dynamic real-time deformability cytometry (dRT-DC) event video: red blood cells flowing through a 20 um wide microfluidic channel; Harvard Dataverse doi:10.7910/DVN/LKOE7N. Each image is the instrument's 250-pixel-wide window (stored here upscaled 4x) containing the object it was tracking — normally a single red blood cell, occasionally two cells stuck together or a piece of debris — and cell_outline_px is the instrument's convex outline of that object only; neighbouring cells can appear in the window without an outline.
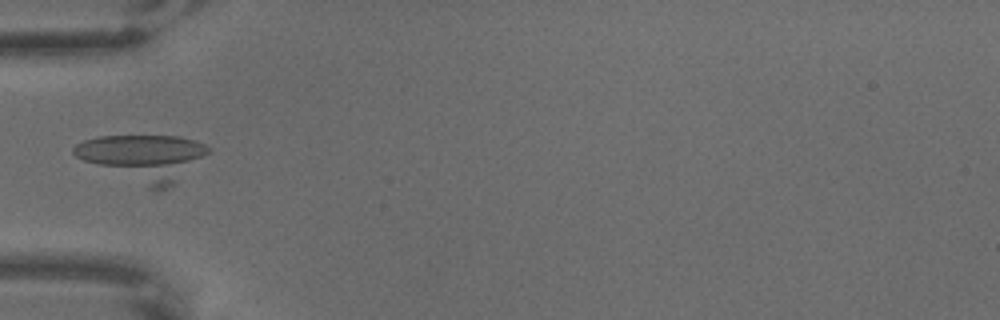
{"species": "common noctule bat (a hibernating species)", "species_latin": "Nyctalus noctula", "temperature_condition": "warm", "stored_images_in_passage": 8, "camera_frame_rate_fps": 3000, "um_per_image_px": 0.085, "animal": {"sex": "male", "body_mass_g": 18.8}, "frame": {"image": 1, "passage_image": 6, "time_ms": 1.667, "image_size_px": [1000, 320], "cell_outline_px": [[212, 152], [176, 184], [168, 188], [148, 188], [84, 160], [76, 156], [72, 152], [72, 148], [76, 144], [84, 140], [100, 136], [180, 136], [196, 140], [212, 148]], "centroid_in_image_um": [12.3, 13.38], "position_along_channel_um": 72.7, "area_um2": 36.07}}